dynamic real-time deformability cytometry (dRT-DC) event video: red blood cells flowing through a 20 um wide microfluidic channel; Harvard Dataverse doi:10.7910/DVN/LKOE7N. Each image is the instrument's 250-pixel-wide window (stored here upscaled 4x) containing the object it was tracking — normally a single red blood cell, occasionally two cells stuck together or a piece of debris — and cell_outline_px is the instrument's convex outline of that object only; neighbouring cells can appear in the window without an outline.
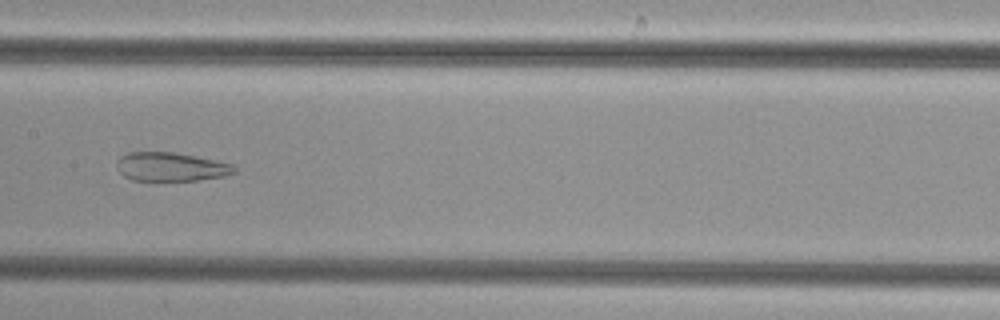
{"species": "common noctule bat (a hibernating species)", "species_latin": "Nyctalus noctula", "temperature_condition": "cold", "stored_images_in_passage": 51, "camera_frame_rate_fps": 3000, "um_per_image_px": 0.085, "animal": {"sex": "female", "body_mass_g": 29.2, "forearm_length_mm": 56.3}, "frame": {"image": 1, "passage_image": 26, "time_ms": 8.333, "image_size_px": [1000, 320], "cell_outline_px": [[236, 172], [224, 176], [196, 180], [156, 184], [152, 184], [132, 180], [124, 176], [116, 168], [116, 164], [120, 156], [128, 152], [172, 152], [196, 156], [216, 160], [232, 164], [236, 168]], "centroid_in_image_um": [14.47, 14.23], "position_along_channel_um": 192.9, "area_um2": 20.63}}
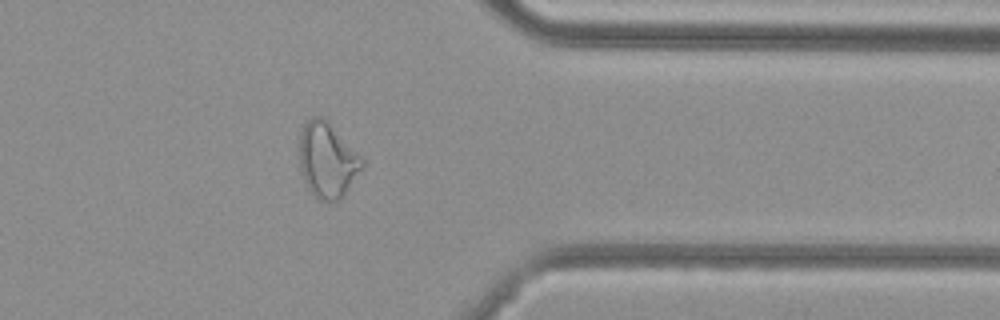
{"frame": {"image": 2, "passage_image": 41, "time_ms": 13.333, "image_size_px": [1000, 320], "cell_outline_px": [[364, 164], [344, 196], [340, 200], [320, 200], [308, 188], [304, 180], [300, 168], [300, 132], [304, 124], [312, 116], [320, 116], [328, 120], [364, 156]], "centroid_in_image_um": [27.86, 13.56], "position_along_channel_um": 383.5, "area_um2": 27.74}}
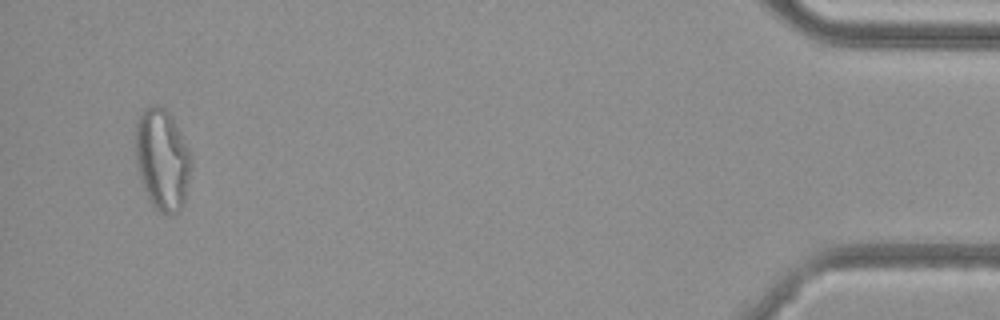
{"frame": {"image": 3, "passage_image": 49, "time_ms": 16.0, "image_size_px": [1000, 320], "cell_outline_px": [[192, 168], [184, 204], [172, 216], [164, 216], [148, 200], [140, 180], [136, 164], [136, 120], [152, 104], [164, 108], [168, 112], [188, 148], [192, 156]], "centroid_in_image_um": [13.8, 13.64], "position_along_channel_um": 421.4, "area_um2": 32.95}}